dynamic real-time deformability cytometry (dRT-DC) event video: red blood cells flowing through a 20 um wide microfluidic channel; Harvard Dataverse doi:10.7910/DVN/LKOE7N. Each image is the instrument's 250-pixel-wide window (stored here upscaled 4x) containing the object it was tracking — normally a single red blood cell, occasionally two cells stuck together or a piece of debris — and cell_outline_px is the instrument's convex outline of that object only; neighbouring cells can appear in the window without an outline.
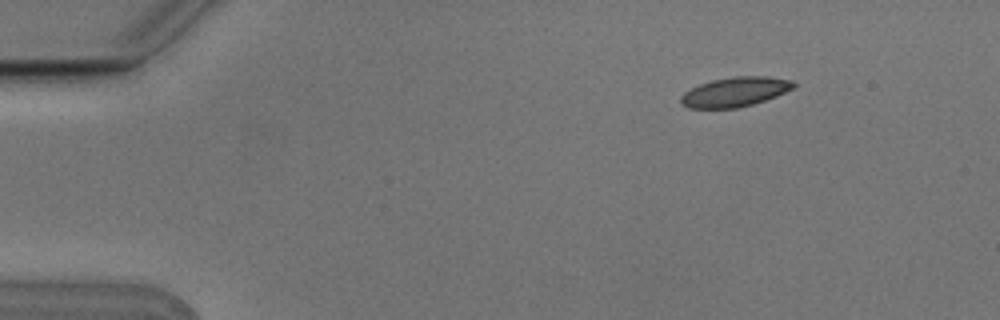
{"species": "Egyptian fruit bat (a non-hibernating species)", "species_latin": "Rousettus aegyptiacus", "temperature_condition": "cold", "stored_images_in_passage": 7, "camera_frame_rate_fps": 3000, "um_per_image_px": 0.085, "animal": {"sex": "male"}, "frame": {"image": 1, "passage_image": 1, "time_ms": 0.0, "image_size_px": [1000, 320], "cell_outline_px": [[796, 88], [776, 96], [752, 104], [736, 108], [688, 108], [680, 104], [680, 96], [684, 92], [700, 84], [712, 80], [736, 76], [768, 76], [792, 80], [796, 84]], "centroid_in_image_um": [62.49, 7.81], "position_along_channel_um": 22.5, "area_um2": 19.48}}
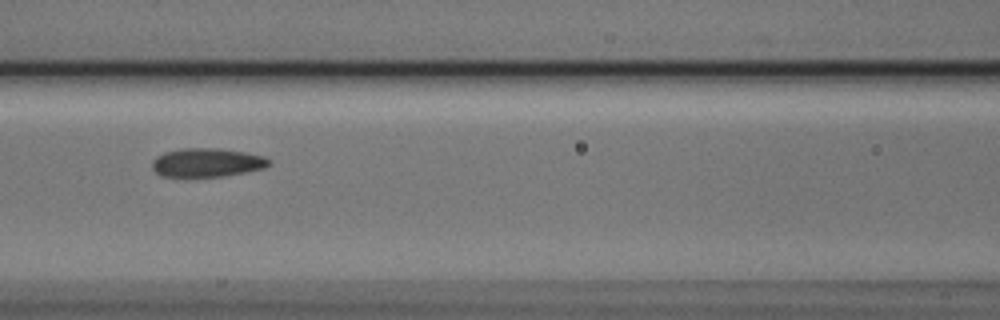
{"frame": {"image": 2, "passage_image": 6, "time_ms": 1.667, "image_size_px": [1000, 320], "cell_outline_px": [[272, 164], [264, 168], [248, 172], [224, 176], [188, 180], [184, 180], [160, 176], [152, 168], [152, 160], [156, 156], [164, 152], [184, 148], [220, 148], [244, 152], [264, 156], [272, 160]], "centroid_in_image_um": [17.56, 13.87], "position_along_channel_um": 149.0, "area_um2": 20.69}}
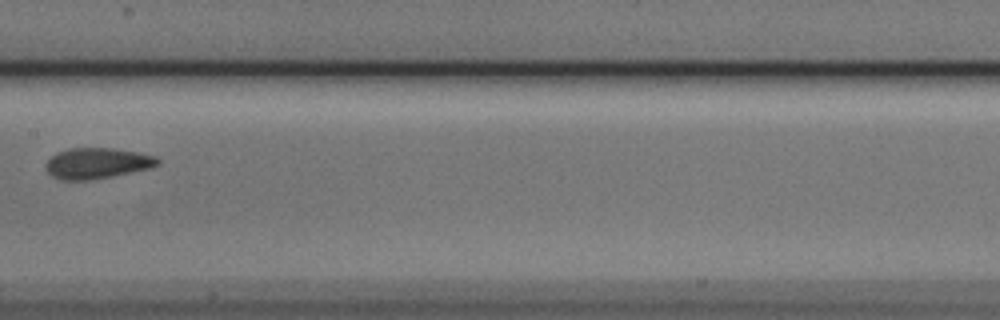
{"frame": {"image": 3, "passage_image": 7, "time_ms": 2.0, "image_size_px": [1000, 320], "cell_outline_px": [[160, 164], [152, 168], [112, 176], [88, 180], [60, 180], [52, 176], [44, 168], [48, 160], [56, 152], [68, 148], [112, 148], [136, 152], [156, 156], [160, 160]], "centroid_in_image_um": [8.25, 13.88], "position_along_channel_um": 199.1, "area_um2": 20.17}}